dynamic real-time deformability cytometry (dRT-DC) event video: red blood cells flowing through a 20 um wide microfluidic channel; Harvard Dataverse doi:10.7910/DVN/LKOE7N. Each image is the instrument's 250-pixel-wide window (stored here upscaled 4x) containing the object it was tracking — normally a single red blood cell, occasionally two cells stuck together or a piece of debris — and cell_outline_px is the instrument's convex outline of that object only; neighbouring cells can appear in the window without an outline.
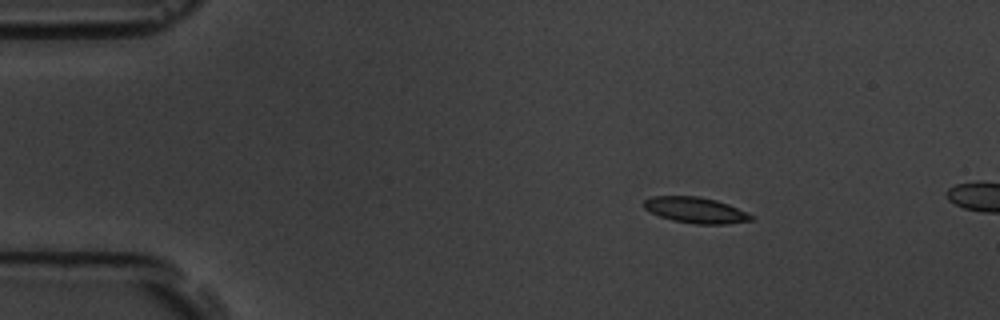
{"species": "common noctule bat (a hibernating species)", "species_latin": "Nyctalus noctula", "temperature_condition": "room temperature", "stored_images_in_passage": 2, "camera_frame_rate_fps": 3000, "um_per_image_px": 0.085, "animal": {"sex": "male", "body_mass_g": 19.5, "forearm_length_mm": 54.6}, "frame": {"image": 1, "passage_image": 1, "time_ms": 0.0, "image_size_px": [1000, 320], "cell_outline_px": [[756, 216], [752, 220], [724, 224], [696, 224], [672, 220], [660, 216], [644, 208], [644, 200], [652, 196], [696, 196], [716, 200], [728, 204]], "centroid_in_image_um": [59.15, 17.86], "position_along_channel_um": 25.9, "area_um2": 16.07}}